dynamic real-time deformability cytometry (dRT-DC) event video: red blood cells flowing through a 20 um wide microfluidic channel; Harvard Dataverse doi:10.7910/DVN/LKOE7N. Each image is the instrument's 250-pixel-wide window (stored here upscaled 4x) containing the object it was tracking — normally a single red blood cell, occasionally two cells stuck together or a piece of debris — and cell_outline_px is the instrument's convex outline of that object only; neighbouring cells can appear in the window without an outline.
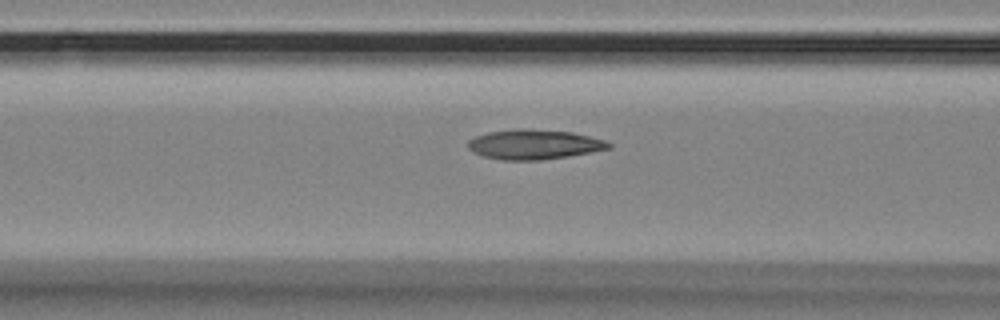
{"species": "Egyptian fruit bat (a non-hibernating species)", "species_latin": "Rousettus aegyptiacus", "temperature_condition": "room temperature", "stored_images_in_passage": 42, "camera_frame_rate_fps": 3000, "um_per_image_px": 0.085, "animal": {"sex": "female"}, "frame": {"image": 1, "passage_image": 15, "time_ms": 4.667, "image_size_px": [1000, 320], "cell_outline_px": [[612, 148], [568, 156], [540, 160], [504, 160], [484, 156], [472, 152], [468, 148], [468, 140], [476, 136], [488, 132], [516, 128], [524, 128], [572, 132], [604, 140], [612, 144]], "centroid_in_image_um": [45.38, 12.27], "position_along_channel_um": 121.2, "area_um2": 24.39}}
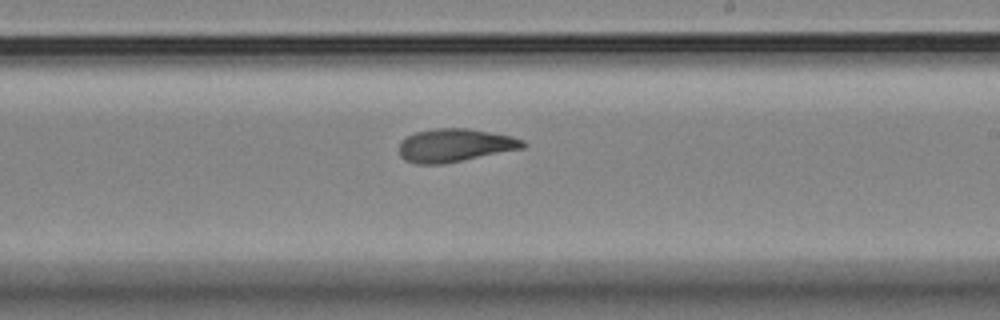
{"frame": {"image": 2, "passage_image": 26, "time_ms": 8.333, "image_size_px": [1000, 320], "cell_outline_px": [[528, 144], [524, 148], [440, 164], [416, 164], [404, 160], [400, 156], [400, 140], [416, 132], [436, 128], [468, 128], [512, 136], [524, 140]], "centroid_in_image_um": [38.67, 12.34], "position_along_channel_um": 250.3, "area_um2": 23.81}}
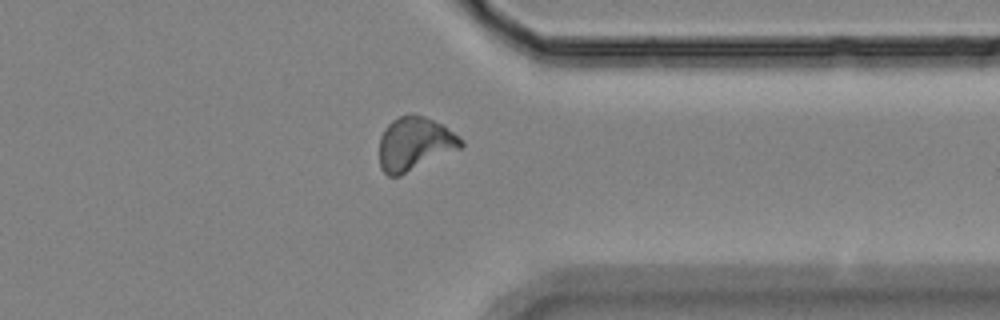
{"frame": {"image": 3, "passage_image": 37, "time_ms": 12.0, "image_size_px": [1000, 320], "cell_outline_px": [[464, 144], [460, 148], [400, 176], [388, 176], [380, 168], [380, 136], [384, 128], [392, 120], [400, 116], [424, 116], [444, 124], [460, 136], [464, 140]], "centroid_in_image_um": [35.26, 12.23], "position_along_channel_um": 376.1, "area_um2": 25.37}, "authors_computed_cell_mechanics": {"area_um2": 23.8425, "velocity_mm_per_s": 3.5264, "shape_relaxation_time_tau1_ms": 6.2791, "shape_relaxation_time_tau2_ms": 3.294, "deformation_change_tau1": 0.1561, "deformation_change_tau2": 0.1}}